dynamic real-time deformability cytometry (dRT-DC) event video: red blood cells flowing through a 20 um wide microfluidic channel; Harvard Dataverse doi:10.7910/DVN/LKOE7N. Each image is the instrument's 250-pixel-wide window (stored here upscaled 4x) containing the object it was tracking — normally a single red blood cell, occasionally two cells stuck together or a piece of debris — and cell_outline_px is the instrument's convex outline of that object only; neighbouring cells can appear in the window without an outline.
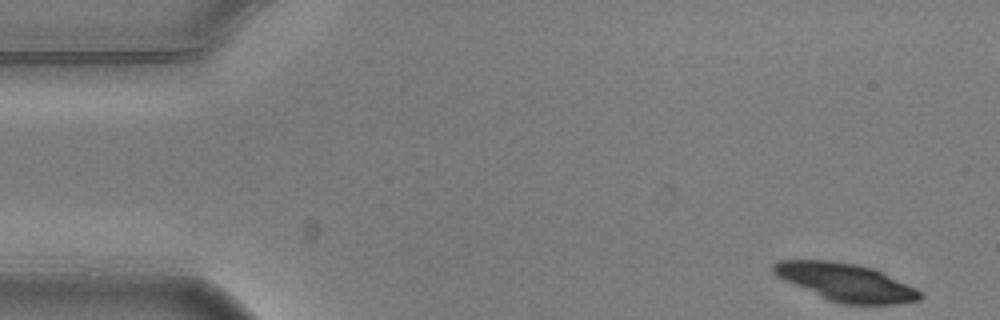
{"species": "common noctule bat (a hibernating species)", "species_latin": "Nyctalus noctula", "temperature_condition": "warm", "stored_images_in_passage": 4, "camera_frame_rate_fps": 3000, "um_per_image_px": 0.085, "animal": {"sex": "male", "body_mass_g": 20.5, "forearm_length_mm": 52.5}, "frame": {"image": 1, "passage_image": 1, "time_ms": 0.0, "image_size_px": [1000, 320], "cell_outline_px": [[924, 296], [920, 300], [900, 304], [840, 304], [828, 300], [784, 280], [776, 276], [772, 272], [772, 264], [780, 260], [832, 260], [856, 264], [872, 268], [916, 288]], "centroid_in_image_um": [71.88, 23.99], "position_along_channel_um": 13.1, "area_um2": 32.14}}